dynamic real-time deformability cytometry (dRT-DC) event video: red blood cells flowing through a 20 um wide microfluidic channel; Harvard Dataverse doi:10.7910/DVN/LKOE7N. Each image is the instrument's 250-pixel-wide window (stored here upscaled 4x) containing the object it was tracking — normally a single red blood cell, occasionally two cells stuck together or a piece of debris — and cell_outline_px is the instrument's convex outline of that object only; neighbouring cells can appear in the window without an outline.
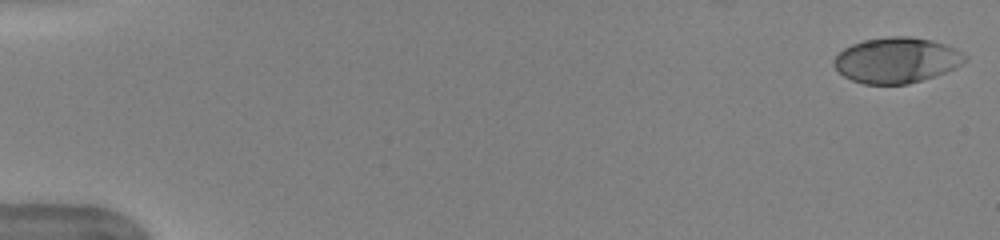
{"species": "human", "species_latin": "Homo sapiens", "temperature_condition": "warm", "stored_images_in_passage": 47, "camera_frame_rate_fps": 3000, "um_per_image_px": 0.085, "donor": {"sex": "female"}, "frame": {"image": 1, "passage_image": 1, "time_ms": 0.0, "image_size_px": [1000, 240], "cell_outline_px": [[968, 60], [944, 72], [908, 84], [864, 84], [852, 80], [844, 76], [832, 64], [832, 60], [844, 48], [852, 44], [864, 40], [888, 36], [912, 36], [932, 40], [956, 48], [968, 56]], "centroid_in_image_um": [76.19, 5.1], "position_along_channel_um": 8.8, "area_um2": 34.68}}
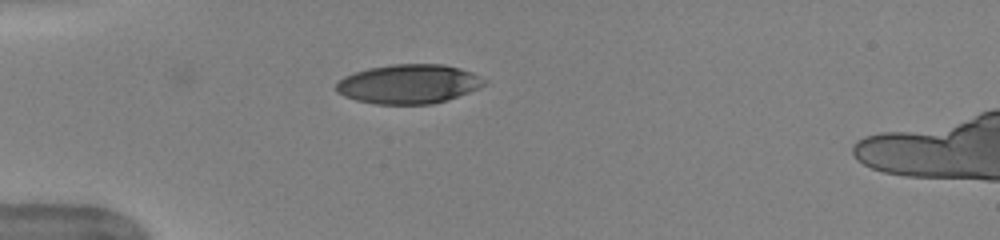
{"frame": {"image": 2, "passage_image": 15, "time_ms": 4.667, "image_size_px": [1000, 240], "cell_outline_px": [[488, 84], [468, 92], [432, 104], [376, 104], [356, 100], [344, 96], [336, 92], [336, 84], [344, 76], [368, 68], [392, 64], [444, 64], [460, 68], [472, 72], [488, 80]], "centroid_in_image_um": [34.75, 7.13], "position_along_channel_um": 50.3, "area_um2": 33.87}}
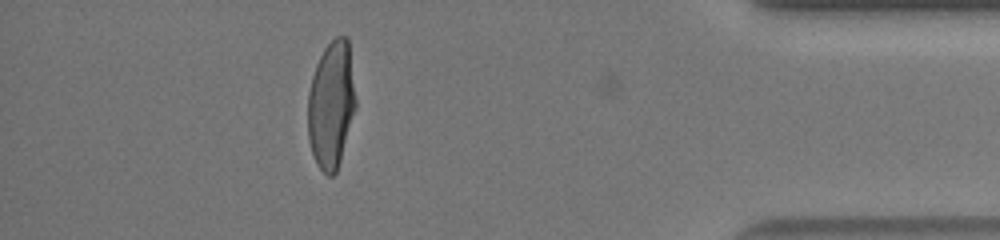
{"frame": {"image": 3, "passage_image": 46, "time_ms": 15.0, "image_size_px": [1000, 240], "cell_outline_px": [[356, 108], [340, 160], [336, 172], [332, 176], [328, 176], [316, 164], [308, 140], [308, 92], [312, 76], [316, 64], [324, 48], [336, 36], [348, 36], [356, 100]], "centroid_in_image_um": [28.15, 8.88], "position_along_channel_um": 407.0, "area_um2": 35.55}, "authors_computed_cell_mechanics": {"area_um2": 35.3158, "velocity_mm_per_s": 3.9974, "shape_relaxation_time_tau1_ms": 3.3188, "shape_relaxation_time_tau2_ms": null, "deformation_change_tau1": 0.1894, "deformation_change_tau2": null}}